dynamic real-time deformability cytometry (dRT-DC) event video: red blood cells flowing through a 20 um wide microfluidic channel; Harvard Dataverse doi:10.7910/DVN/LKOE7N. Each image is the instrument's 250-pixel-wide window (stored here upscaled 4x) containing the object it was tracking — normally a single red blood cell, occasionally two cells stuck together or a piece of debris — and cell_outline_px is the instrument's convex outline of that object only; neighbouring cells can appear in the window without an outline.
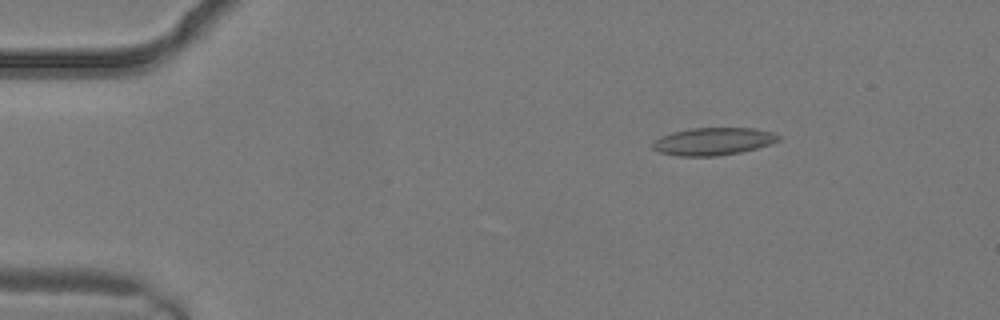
{"species": "common noctule bat (a hibernating species)", "species_latin": "Nyctalus noctula", "temperature_condition": "warm", "stored_images_in_passage": 3, "camera_frame_rate_fps": 3000, "um_per_image_px": 0.085, "animal": {"sex": "male", "body_mass_g": 19.2, "forearm_length_mm": 51.8}, "frame": {"image": 1, "passage_image": 3, "time_ms": 0.667, "image_size_px": [1000, 320], "cell_outline_px": [[784, 136], [780, 140], [756, 148], [740, 152], [716, 156], [680, 156], [660, 152], [652, 148], [652, 144], [660, 136], [672, 132], [688, 128], [756, 128], [772, 132]], "centroid_in_image_um": [60.64, 12.0], "position_along_channel_um": 24.4, "area_um2": 20.23}}